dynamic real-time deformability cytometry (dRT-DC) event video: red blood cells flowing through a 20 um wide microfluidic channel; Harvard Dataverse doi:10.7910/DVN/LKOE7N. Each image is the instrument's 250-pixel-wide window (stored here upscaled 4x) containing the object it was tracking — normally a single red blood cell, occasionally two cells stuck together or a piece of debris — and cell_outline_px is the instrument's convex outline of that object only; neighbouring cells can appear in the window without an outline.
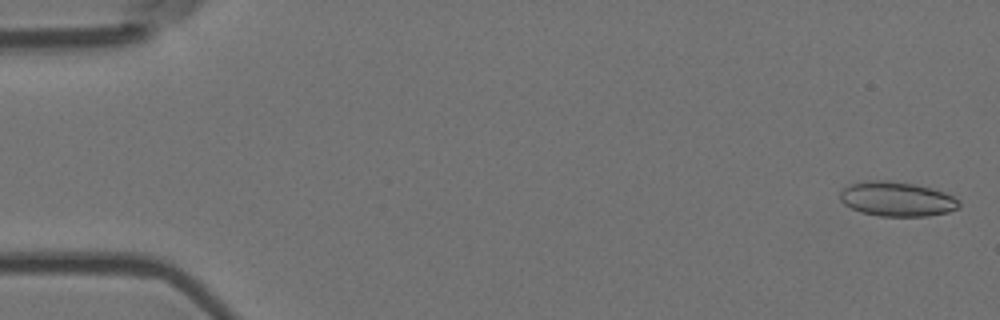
{"species": "Egyptian fruit bat (a non-hibernating species)", "species_latin": "Rousettus aegyptiacus", "temperature_condition": "room temperature", "stored_images_in_passage": 55, "camera_frame_rate_fps": 3000, "um_per_image_px": 0.085, "animal": {"sex": "female"}, "frame": {"image": 1, "passage_image": 2, "time_ms": 0.333, "image_size_px": [1000, 320], "cell_outline_px": [[960, 208], [948, 212], [928, 216], [880, 216], [860, 212], [844, 204], [840, 200], [840, 192], [844, 188], [852, 184], [868, 180], [888, 180], [912, 184], [932, 188], [944, 192], [960, 200]], "centroid_in_image_um": [76.26, 16.92], "position_along_channel_um": 8.7, "area_um2": 23.99}}
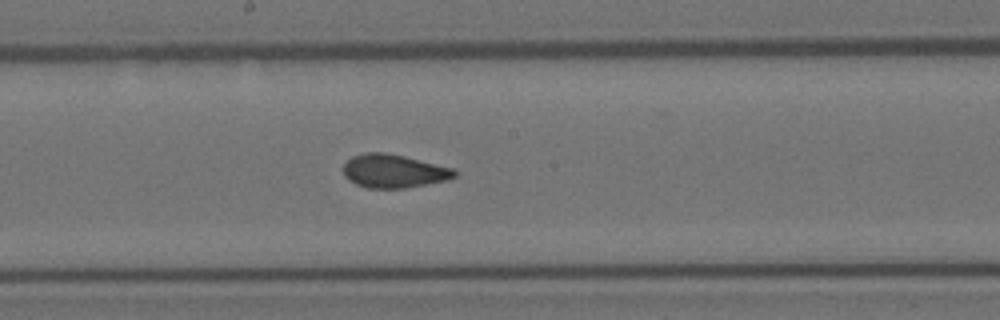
{"frame": {"image": 2, "passage_image": 30, "time_ms": 9.667, "image_size_px": [1000, 320], "cell_outline_px": [[456, 176], [448, 180], [404, 188], [368, 188], [356, 184], [348, 180], [344, 176], [344, 164], [352, 156], [364, 152], [388, 152], [452, 168], [456, 172]], "centroid_in_image_um": [33.44, 14.54], "position_along_channel_um": 214.8, "area_um2": 21.62}}
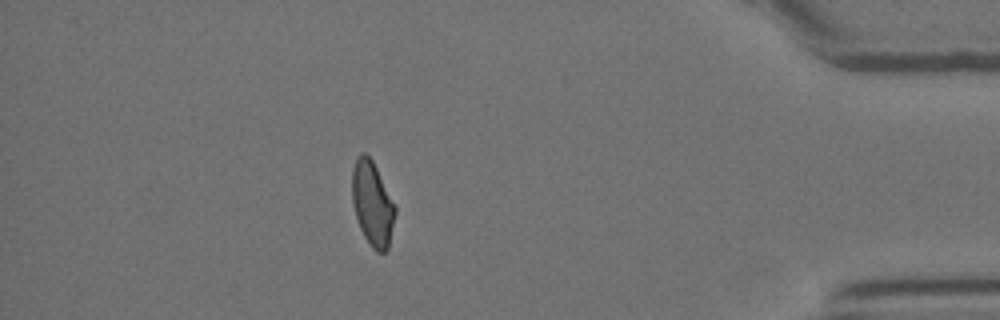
{"frame": {"image": 3, "passage_image": 49, "time_ms": 16.0, "image_size_px": [1000, 320], "cell_outline_px": [[396, 212], [388, 248], [384, 252], [376, 252], [372, 248], [364, 236], [360, 228], [356, 216], [352, 200], [352, 168], [360, 152], [364, 152], [372, 160], [396, 208]], "centroid_in_image_um": [31.64, 17.32], "position_along_channel_um": 403.6, "area_um2": 20.87}, "authors_computed_cell_mechanics": {"area_um2": 21.7906, "velocity_mm_per_s": 3.6774, "shape_relaxation_time_tau1_ms": null, "shape_relaxation_time_tau2_ms": 1.1825, "deformation_change_tau1": null, "deformation_change_tau2": 0.0675}}